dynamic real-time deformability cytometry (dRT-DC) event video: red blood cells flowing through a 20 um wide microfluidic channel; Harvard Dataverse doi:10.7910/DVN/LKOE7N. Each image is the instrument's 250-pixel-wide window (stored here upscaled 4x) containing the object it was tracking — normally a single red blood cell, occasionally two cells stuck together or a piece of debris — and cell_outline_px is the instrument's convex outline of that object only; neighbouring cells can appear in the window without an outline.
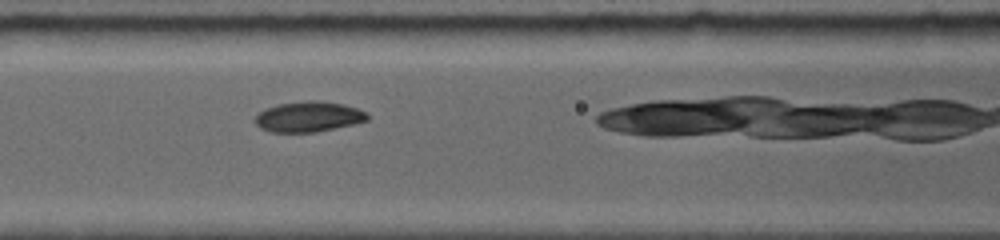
{"species": "common noctule bat (a hibernating species)", "species_latin": "Nyctalus noctula", "temperature_condition": "room temperature", "stored_images_in_passage": 5, "camera_frame_rate_fps": 5000, "um_per_image_px": 0.085, "animal": {"sex": "female", "body_mass_g": 19.0, "forearm_length_mm": 56.7}, "frame": {"image": 1, "passage_image": 3, "time_ms": 1.6, "image_size_px": [1000, 240], "cell_outline_px": [[368, 120], [352, 124], [316, 132], [272, 132], [260, 128], [252, 120], [264, 108], [280, 104], [308, 100], [316, 100], [344, 104], [356, 108], [364, 112], [368, 116]], "centroid_in_image_um": [26.18, 9.92], "position_along_channel_um": 140.4, "area_um2": 19.77}}
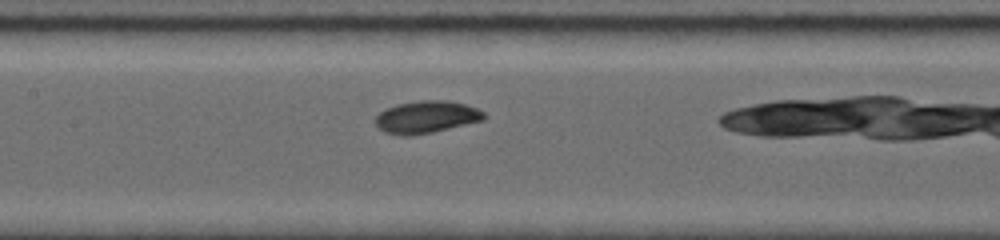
{"frame": {"image": 2, "passage_image": 4, "time_ms": 2.4, "image_size_px": [1000, 240], "cell_outline_px": [[488, 116], [484, 120], [432, 132], [412, 136], [400, 136], [384, 132], [376, 124], [376, 116], [384, 108], [396, 104], [420, 100], [444, 100], [464, 104], [476, 108], [484, 112]], "centroid_in_image_um": [36.23, 9.95], "position_along_channel_um": 171.2, "area_um2": 20.52}}